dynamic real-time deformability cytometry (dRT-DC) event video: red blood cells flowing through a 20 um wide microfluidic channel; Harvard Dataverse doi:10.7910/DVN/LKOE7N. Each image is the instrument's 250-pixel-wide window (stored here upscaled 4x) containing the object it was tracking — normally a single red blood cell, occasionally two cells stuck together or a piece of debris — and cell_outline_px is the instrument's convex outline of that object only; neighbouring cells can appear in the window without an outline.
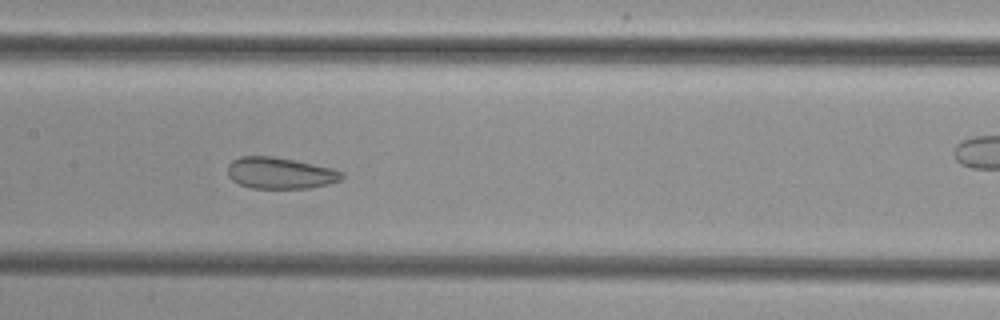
{"species": "common noctule bat (a hibernating species)", "species_latin": "Nyctalus noctula", "temperature_condition": "cold", "stored_images_in_passage": 49, "camera_frame_rate_fps": 3000, "um_per_image_px": 0.085, "animal": {"sex": "female", "body_mass_g": 29.2, "forearm_length_mm": 56.3}, "frame": {"image": 1, "passage_image": 22, "time_ms": 7.0, "image_size_px": [1000, 320], "cell_outline_px": [[344, 176], [340, 180], [328, 184], [308, 188], [252, 188], [240, 184], [232, 180], [228, 176], [228, 164], [232, 160], [240, 156], [272, 156], [296, 160], [332, 168], [344, 172]], "centroid_in_image_um": [23.81, 14.7], "position_along_channel_um": 183.6, "area_um2": 20.98}}
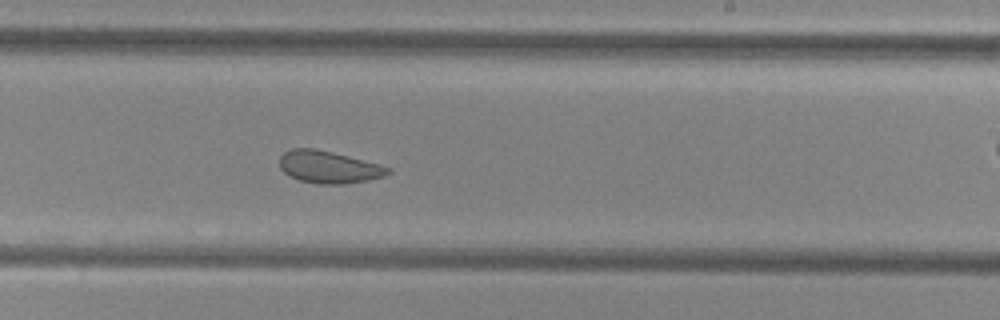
{"frame": {"image": 2, "passage_image": 28, "time_ms": 9.0, "image_size_px": [1000, 320], "cell_outline_px": [[392, 172], [384, 176], [368, 180], [344, 184], [316, 184], [300, 180], [288, 176], [280, 168], [280, 156], [284, 152], [292, 148], [316, 148], [380, 164], [392, 168]], "centroid_in_image_um": [27.95, 14.2], "position_along_channel_um": 261.1, "area_um2": 20.52}}